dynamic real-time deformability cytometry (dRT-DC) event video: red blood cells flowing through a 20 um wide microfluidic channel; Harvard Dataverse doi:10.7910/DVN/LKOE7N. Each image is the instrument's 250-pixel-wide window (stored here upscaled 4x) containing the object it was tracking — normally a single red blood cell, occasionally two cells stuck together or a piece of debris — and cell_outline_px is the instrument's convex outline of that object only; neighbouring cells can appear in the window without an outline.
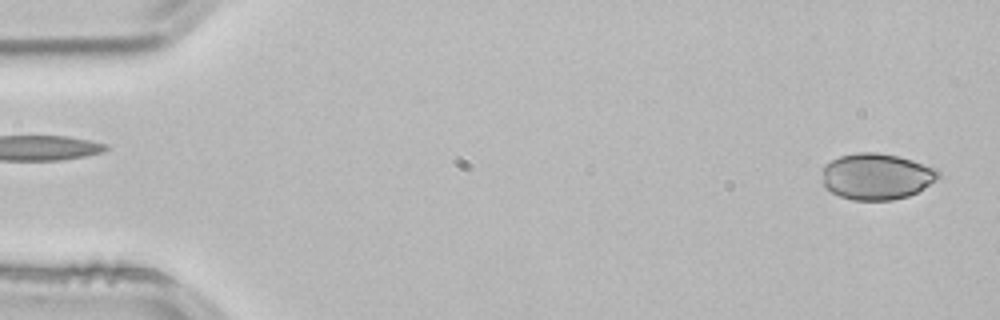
{"species": "common noctule bat (a hibernating species)", "species_latin": "Nyctalus noctula", "temperature_condition": "room temperature", "stored_images_in_passage": 51, "camera_frame_rate_fps": 3000, "um_per_image_px": 0.085, "animal": {"sex": "male", "body_mass_g": 21.5, "forearm_length_mm": 52.0}, "frame": {"image": 1, "passage_image": 1, "time_ms": 0.0, "image_size_px": [1000, 320], "cell_outline_px": [[940, 176], [936, 180], [916, 192], [908, 196], [892, 200], [852, 200], [840, 196], [824, 188], [824, 164], [840, 156], [856, 152], [876, 152], [900, 156], [936, 168], [940, 172]], "centroid_in_image_um": [74.51, 14.99], "position_along_channel_um": 10.5, "area_um2": 31.27}}
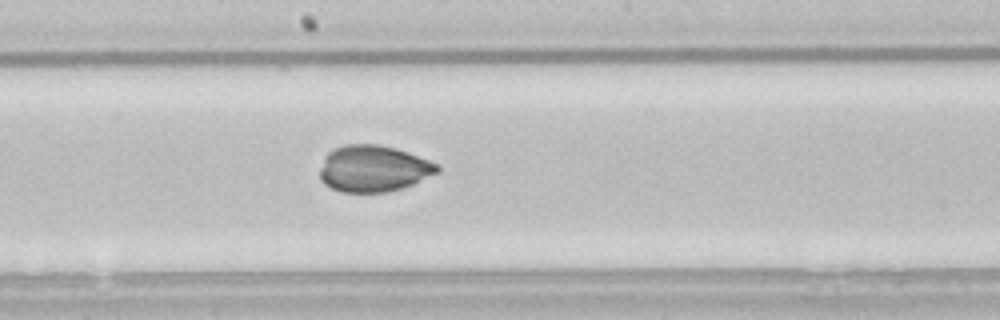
{"frame": {"image": 2, "passage_image": 27, "time_ms": 8.667, "image_size_px": [1000, 320], "cell_outline_px": [[440, 172], [412, 184], [388, 192], [340, 192], [324, 184], [320, 180], [320, 168], [324, 156], [332, 148], [344, 144], [380, 144], [396, 148], [408, 152], [440, 164]], "centroid_in_image_um": [31.73, 14.32], "position_along_channel_um": 216.5, "area_um2": 32.19}}
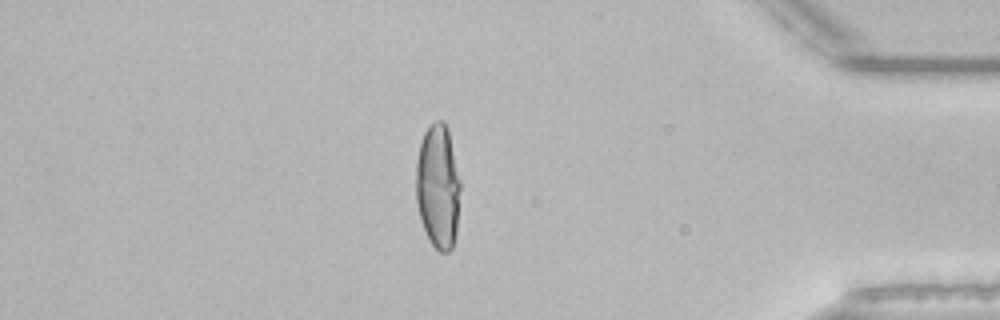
{"frame": {"image": 3, "passage_image": 44, "time_ms": 14.333, "image_size_px": [1000, 320], "cell_outline_px": [[460, 188], [456, 232], [452, 248], [448, 252], [440, 252], [428, 240], [420, 220], [416, 204], [416, 160], [420, 144], [424, 132], [436, 120], [444, 120], [448, 128], [460, 180]], "centroid_in_image_um": [37.21, 15.86], "position_along_channel_um": 398.0, "area_um2": 32.37}}